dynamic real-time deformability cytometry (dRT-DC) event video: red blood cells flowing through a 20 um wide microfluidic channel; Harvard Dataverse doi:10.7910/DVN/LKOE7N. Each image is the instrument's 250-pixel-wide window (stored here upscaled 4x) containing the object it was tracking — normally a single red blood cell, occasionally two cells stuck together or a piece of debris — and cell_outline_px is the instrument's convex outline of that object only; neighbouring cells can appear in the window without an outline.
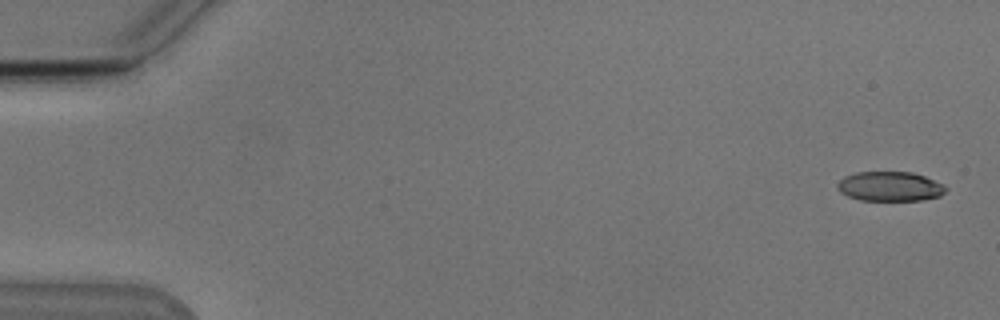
{"species": "Egyptian fruit bat (a non-hibernating species)", "species_latin": "Rousettus aegyptiacus", "temperature_condition": "cold", "stored_images_in_passage": 54, "camera_frame_rate_fps": 3000, "um_per_image_px": 0.085, "animal": {"sex": "male"}, "frame": {"image": 1, "passage_image": 2, "time_ms": 0.333, "image_size_px": [1000, 320], "cell_outline_px": [[948, 188], [940, 196], [920, 200], [860, 200], [848, 196], [840, 192], [836, 188], [836, 184], [844, 176], [856, 172], [912, 172], [924, 176], [944, 184]], "centroid_in_image_um": [75.63, 15.84], "position_along_channel_um": 9.4, "area_um2": 18.73}}
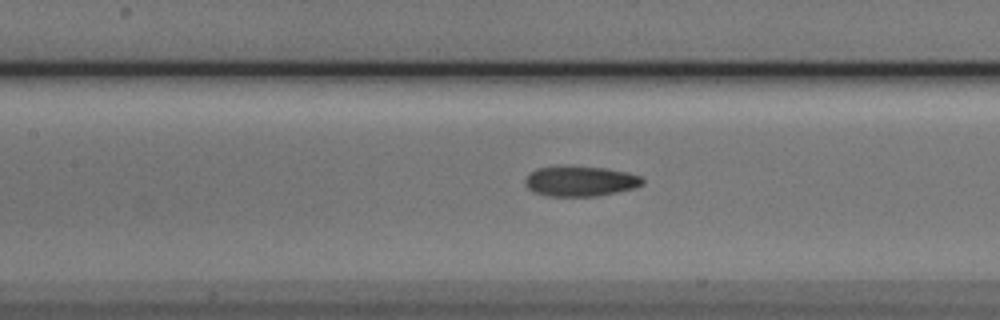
{"frame": {"image": 2, "passage_image": 25, "time_ms": 8.0, "image_size_px": [1000, 320], "cell_outline_px": [[644, 184], [632, 188], [616, 192], [596, 196], [548, 196], [536, 192], [528, 188], [524, 180], [528, 172], [536, 168], [560, 164], [564, 164], [604, 168], [628, 172], [640, 176], [644, 180]], "centroid_in_image_um": [49.28, 15.36], "position_along_channel_um": 158.1, "area_um2": 21.1}}
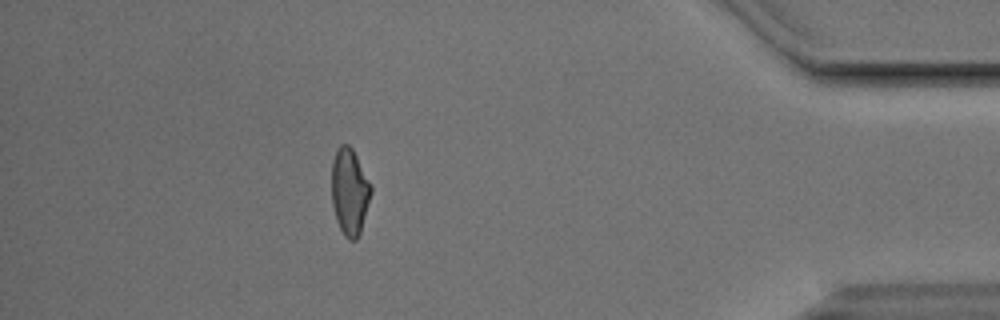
{"frame": {"image": 3, "passage_image": 48, "time_ms": 15.667, "image_size_px": [1000, 320], "cell_outline_px": [[372, 192], [360, 232], [356, 240], [348, 240], [344, 236], [336, 220], [332, 204], [332, 160], [336, 148], [340, 144], [348, 144], [352, 148], [372, 184]], "centroid_in_image_um": [29.71, 16.27], "position_along_channel_um": 405.5, "area_um2": 20.06}, "authors_computed_cell_mechanics": {"area_um2": 20.1722, "velocity_mm_per_s": 3.8287, "shape_relaxation_time_tau1_ms": 5.7139, "shape_relaxation_time_tau2_ms": 2.052, "deformation_change_tau1": 0.1631, "deformation_change_tau2": 0.0841}}